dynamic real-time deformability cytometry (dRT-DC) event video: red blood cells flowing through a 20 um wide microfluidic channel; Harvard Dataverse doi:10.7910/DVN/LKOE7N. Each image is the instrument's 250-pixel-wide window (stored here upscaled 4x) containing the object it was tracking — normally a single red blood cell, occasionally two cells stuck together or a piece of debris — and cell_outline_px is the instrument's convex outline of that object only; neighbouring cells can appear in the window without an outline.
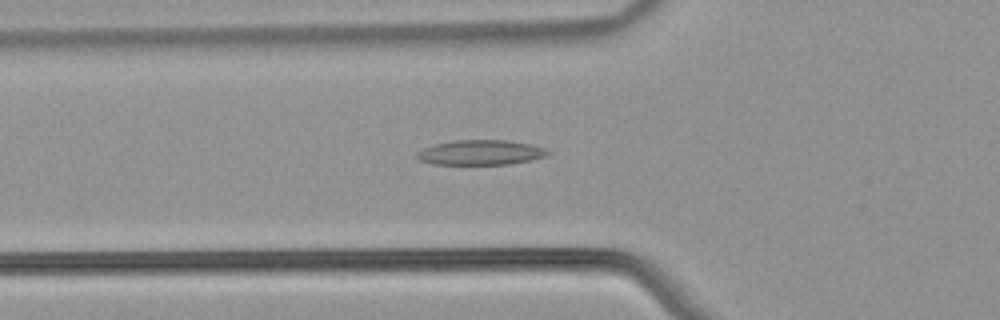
{"species": "common noctule bat (a hibernating species)", "species_latin": "Nyctalus noctula", "temperature_condition": "warm", "stored_images_in_passage": 53, "camera_frame_rate_fps": 3000, "um_per_image_px": 0.085, "animal": {"sex": "male", "body_mass_g": 21.5, "forearm_length_mm": 52.0}, "frame": {"image": 1, "passage_image": 19, "time_ms": 6.0, "image_size_px": [1000, 320], "cell_outline_px": [[552, 152], [544, 156], [532, 160], [508, 164], [432, 164], [420, 160], [416, 156], [416, 152], [424, 148], [436, 144], [456, 140], [508, 140], [528, 144], [544, 148]], "centroid_in_image_um": [40.85, 12.96], "position_along_channel_um": 85.0, "area_um2": 18.84}}
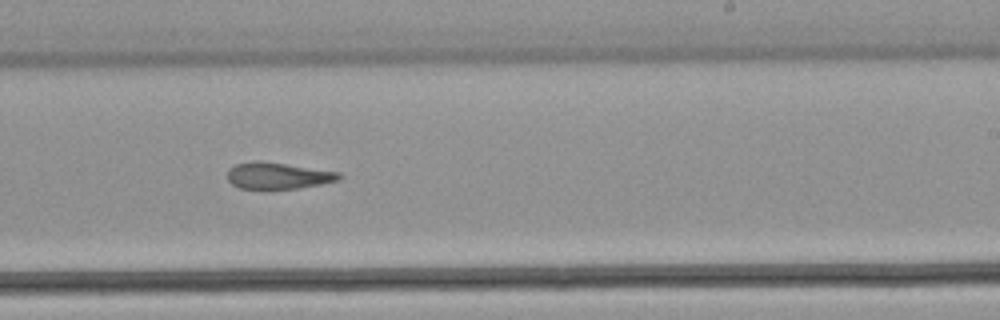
{"frame": {"image": 2, "passage_image": 33, "time_ms": 10.667, "image_size_px": [1000, 320], "cell_outline_px": [[344, 176], [340, 180], [300, 188], [240, 188], [232, 184], [228, 180], [228, 172], [236, 164], [284, 164], [340, 172]], "centroid_in_image_um": [23.74, 14.98], "position_along_channel_um": 265.3, "area_um2": 16.24}}
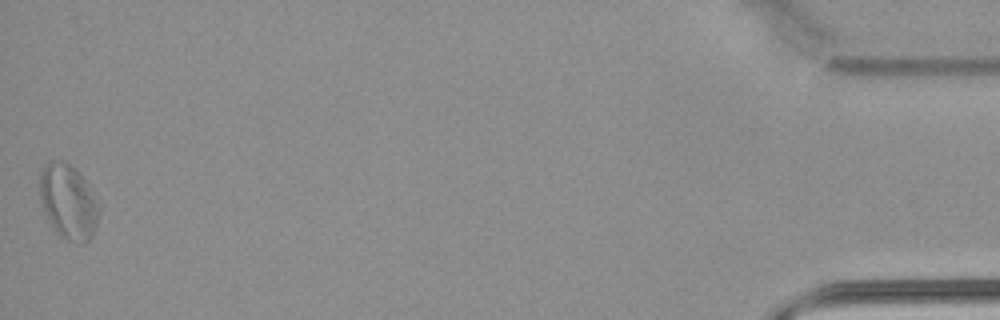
{"frame": {"image": 3, "passage_image": 53, "time_ms": 17.333, "image_size_px": [1000, 320], "cell_outline_px": [[100, 212], [92, 236], [84, 244], [80, 244], [68, 240], [60, 236], [56, 232], [44, 208], [40, 196], [40, 176], [48, 160], [60, 160], [68, 164], [84, 180], [100, 204]], "centroid_in_image_um": [5.83, 17.18], "position_along_channel_um": 429.4, "area_um2": 25.26}}